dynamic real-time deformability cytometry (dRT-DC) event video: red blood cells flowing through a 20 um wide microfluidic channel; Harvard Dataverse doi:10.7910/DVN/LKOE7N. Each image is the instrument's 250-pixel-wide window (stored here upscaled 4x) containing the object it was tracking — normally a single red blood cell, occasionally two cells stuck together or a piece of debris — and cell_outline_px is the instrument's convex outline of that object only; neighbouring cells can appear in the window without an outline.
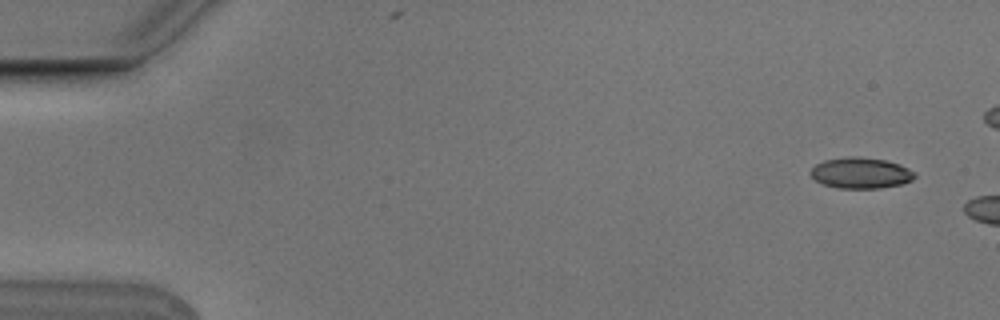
{"species": "Egyptian fruit bat (a non-hibernating species)", "species_latin": "Rousettus aegyptiacus", "temperature_condition": "cold", "stored_images_in_passage": 3, "camera_frame_rate_fps": 3000, "um_per_image_px": 0.085, "animal": {"sex": "male"}, "frame": {"image": 1, "passage_image": 1, "time_ms": 0.0, "image_size_px": [1000, 320], "cell_outline_px": [[916, 176], [912, 180], [900, 184], [880, 188], [840, 188], [824, 184], [816, 180], [812, 176], [812, 168], [816, 164], [824, 160], [848, 156], [860, 156], [884, 160], [900, 164], [916, 172]], "centroid_in_image_um": [73.2, 14.69], "position_along_channel_um": 11.8, "area_um2": 18.67}}